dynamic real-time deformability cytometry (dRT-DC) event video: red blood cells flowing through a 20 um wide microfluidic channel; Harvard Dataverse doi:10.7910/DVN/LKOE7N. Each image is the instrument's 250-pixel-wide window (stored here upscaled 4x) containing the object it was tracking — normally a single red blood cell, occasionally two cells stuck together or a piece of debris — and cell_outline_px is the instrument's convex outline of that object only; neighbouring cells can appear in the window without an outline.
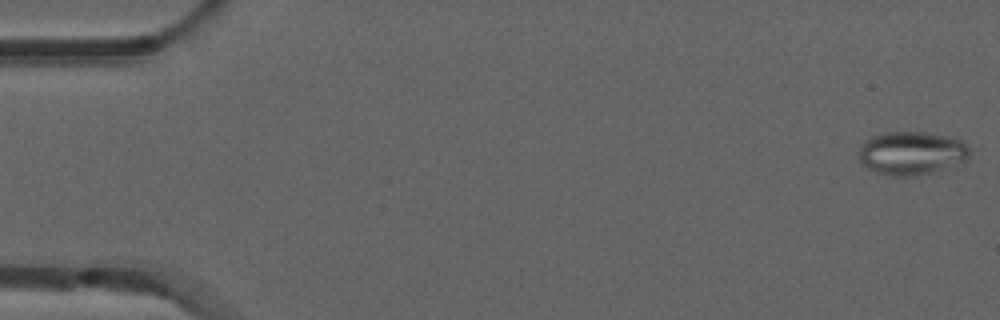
{"species": "common noctule bat (a hibernating species)", "species_latin": "Nyctalus noctula", "temperature_condition": "room temperature", "stored_images_in_passage": 5, "camera_frame_rate_fps": 3000, "um_per_image_px": 0.085, "animal": {"sex": "male", "forearm_length_mm": 52.5}, "frame": {"image": 1, "passage_image": 1, "time_ms": 0.0, "image_size_px": [1000, 320], "cell_outline_px": [[968, 156], [964, 164], [936, 172], [916, 176], [892, 176], [876, 172], [868, 168], [860, 160], [860, 148], [864, 140], [872, 136], [884, 132], [924, 132], [948, 136], [960, 140], [968, 148]], "centroid_in_image_um": [77.52, 13.03], "position_along_channel_um": 7.5, "area_um2": 28.26}}